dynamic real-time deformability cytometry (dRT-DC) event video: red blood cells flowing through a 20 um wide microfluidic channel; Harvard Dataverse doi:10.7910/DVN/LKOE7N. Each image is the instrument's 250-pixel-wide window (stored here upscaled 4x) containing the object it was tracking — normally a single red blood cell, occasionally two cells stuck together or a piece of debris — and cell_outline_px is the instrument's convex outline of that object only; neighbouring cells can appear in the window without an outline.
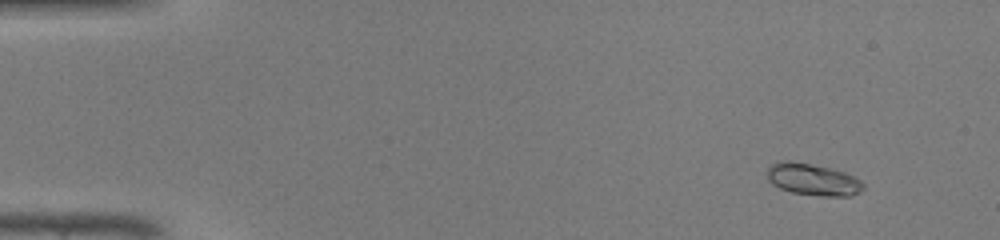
{"species": "common noctule bat (a hibernating species)", "species_latin": "Nyctalus noctula", "temperature_condition": "warm", "stored_images_in_passage": 44, "camera_frame_rate_fps": 3000, "um_per_image_px": 0.085, "animal": {"sex": "male", "body_mass_g": 19.0, "forearm_length_mm": 50.8}, "frame": {"image": 1, "passage_image": 1, "time_ms": 0.0, "image_size_px": [1000, 240], "cell_outline_px": [[864, 188], [860, 192], [852, 196], [820, 196], [792, 192], [780, 188], [772, 184], [768, 180], [768, 168], [776, 160], [788, 160], [828, 168], [844, 172], [860, 180], [864, 184]], "centroid_in_image_um": [69.08, 15.26], "position_along_channel_um": 15.9, "area_um2": 17.74}}
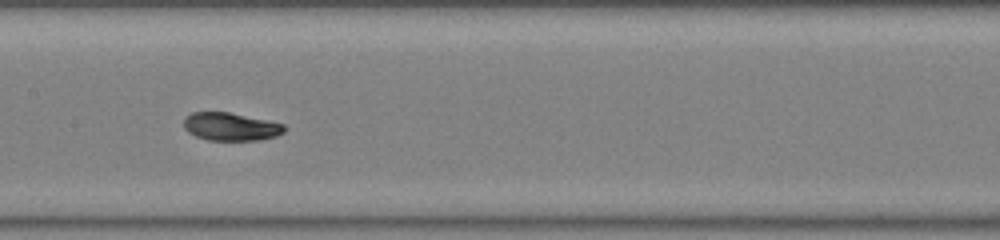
{"frame": {"image": 2, "passage_image": 21, "time_ms": 6.667, "image_size_px": [1000, 240], "cell_outline_px": [[288, 128], [284, 132], [276, 136], [260, 140], [208, 140], [196, 136], [188, 132], [184, 128], [184, 116], [192, 112], [228, 112], [284, 124]], "centroid_in_image_um": [19.61, 10.77], "position_along_channel_um": 187.8, "area_um2": 16.42}}
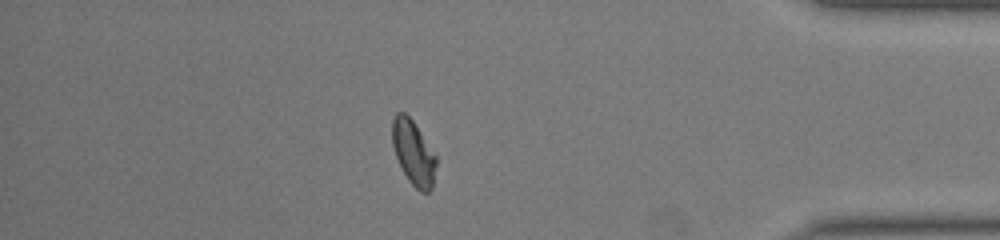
{"frame": {"image": 3, "passage_image": 38, "time_ms": 12.333, "image_size_px": [1000, 240], "cell_outline_px": [[436, 164], [432, 188], [428, 192], [420, 192], [408, 180], [396, 156], [392, 144], [392, 120], [396, 112], [404, 112], [412, 120], [436, 156]], "centroid_in_image_um": [35.13, 12.98], "position_along_channel_um": 400.1, "area_um2": 16.24}, "authors_computed_cell_mechanics": {"area_um2": 16.9354, "velocity_mm_per_s": 4.3129, "shape_relaxation_time_tau1_ms": 4.4318, "shape_relaxation_time_tau2_ms": null, "deformation_change_tau1": 0.1729, "deformation_change_tau2": null}}